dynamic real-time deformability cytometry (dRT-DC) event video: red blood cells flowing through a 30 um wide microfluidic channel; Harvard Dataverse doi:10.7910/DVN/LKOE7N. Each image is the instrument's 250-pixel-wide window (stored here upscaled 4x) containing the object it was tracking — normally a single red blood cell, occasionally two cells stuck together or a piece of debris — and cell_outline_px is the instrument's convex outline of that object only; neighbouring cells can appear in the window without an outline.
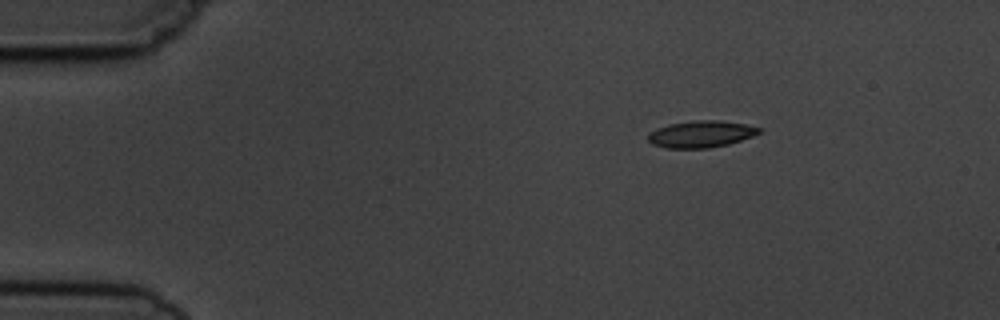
{"species": "common noctule bat (a hibernating species)", "species_latin": "Nyctalus noctula", "temperature_condition": "cold", "stored_images_in_passage": 4, "camera_frame_rate_fps": 3000, "um_per_image_px": 0.085, "animal": {"sex": "male", "body_mass_g": 19.5, "forearm_length_mm": 54.6}, "frame": {"image": 1, "passage_image": 1, "time_ms": 0.0, "image_size_px": [1000, 320], "cell_outline_px": [[764, 128], [760, 132], [752, 136], [728, 144], [708, 148], [664, 148], [652, 144], [648, 140], [648, 132], [656, 128], [668, 124], [696, 120], [720, 120], [744, 124]], "centroid_in_image_um": [59.56, 11.39], "position_along_channel_um": 25.4, "area_um2": 17.4}}
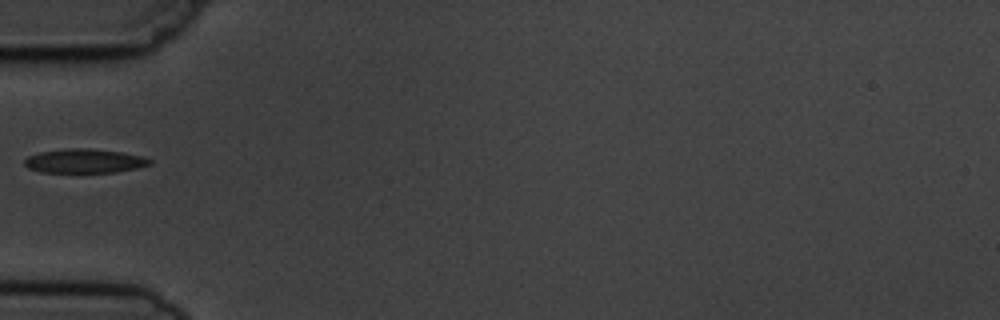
{"frame": {"image": 2, "passage_image": 4, "time_ms": 3.333, "image_size_px": [1000, 320], "cell_outline_px": [[152, 164], [136, 168], [116, 172], [40, 172], [28, 168], [24, 164], [24, 160], [28, 156], [40, 152], [64, 148], [92, 148], [120, 152], [144, 156], [152, 160]], "centroid_in_image_um": [7.18, 13.67], "position_along_channel_um": 77.8, "area_um2": 17.69}}